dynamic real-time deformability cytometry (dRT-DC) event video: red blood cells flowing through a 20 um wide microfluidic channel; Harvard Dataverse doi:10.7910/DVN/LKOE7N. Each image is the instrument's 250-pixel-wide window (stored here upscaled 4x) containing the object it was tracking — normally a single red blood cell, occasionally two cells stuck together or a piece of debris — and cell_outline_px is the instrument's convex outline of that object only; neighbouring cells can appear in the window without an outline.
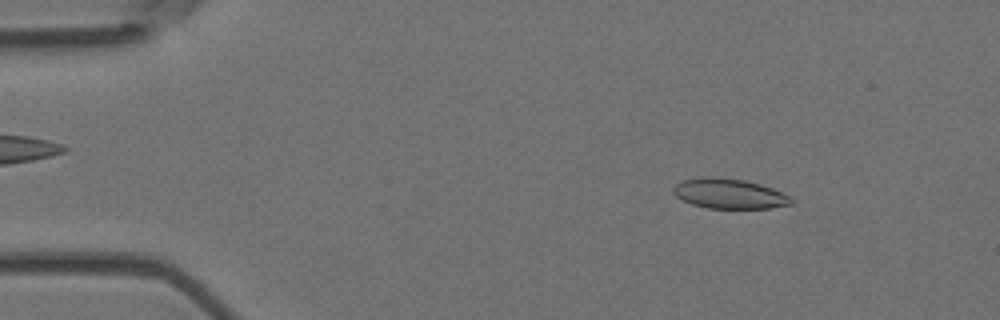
{"species": "Egyptian fruit bat (a non-hibernating species)", "species_latin": "Rousettus aegyptiacus", "temperature_condition": "room temperature", "stored_images_in_passage": 54, "camera_frame_rate_fps": 3000, "um_per_image_px": 0.085, "animal": {"sex": "female"}, "frame": {"image": 1, "passage_image": 7, "time_ms": 2.0, "image_size_px": [1000, 320], "cell_outline_px": [[796, 200], [792, 204], [768, 208], [708, 208], [692, 204], [676, 196], [672, 192], [672, 188], [680, 180], [704, 176], [708, 176], [744, 180], [760, 184], [772, 188]], "centroid_in_image_um": [61.96, 16.45], "position_along_channel_um": 23.0, "area_um2": 20.58}}
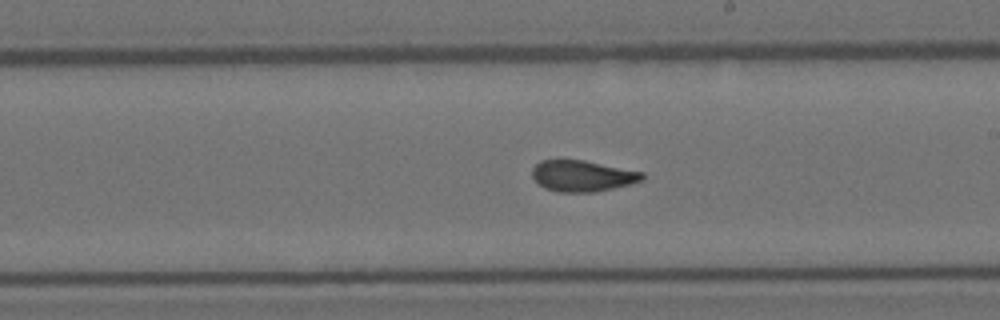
{"frame": {"image": 2, "passage_image": 31, "time_ms": 10.0, "image_size_px": [1000, 320], "cell_outline_px": [[644, 180], [612, 188], [592, 192], [556, 192], [544, 188], [532, 176], [532, 168], [540, 160], [584, 160], [644, 172]], "centroid_in_image_um": [49.49, 14.95], "position_along_channel_um": 239.5, "area_um2": 19.88}}
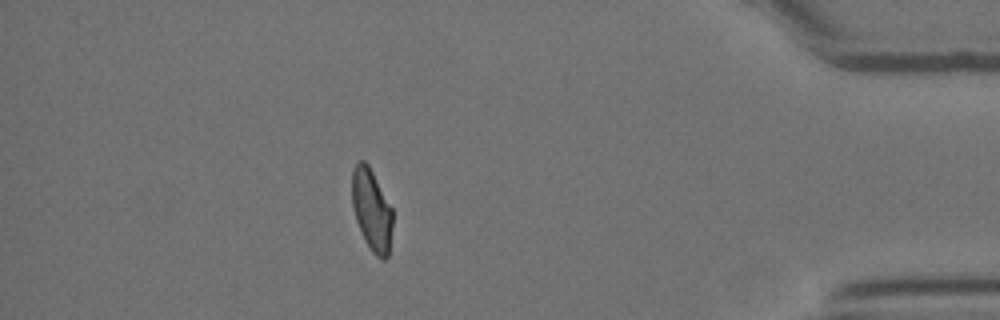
{"frame": {"image": 3, "passage_image": 48, "time_ms": 15.667, "image_size_px": [1000, 320], "cell_outline_px": [[392, 228], [388, 256], [384, 260], [380, 260], [372, 252], [364, 240], [356, 220], [352, 204], [352, 168], [360, 160], [364, 160], [368, 164], [392, 208]], "centroid_in_image_um": [31.59, 17.86], "position_along_channel_um": 403.6, "area_um2": 19.36}, "authors_computed_cell_mechanics": {"area_um2": 20.5768, "velocity_mm_per_s": 3.6761, "shape_relaxation_time_tau1_ms": null, "shape_relaxation_time_tau2_ms": 1.7305, "deformation_change_tau1": null, "deformation_change_tau2": 0.0764}}